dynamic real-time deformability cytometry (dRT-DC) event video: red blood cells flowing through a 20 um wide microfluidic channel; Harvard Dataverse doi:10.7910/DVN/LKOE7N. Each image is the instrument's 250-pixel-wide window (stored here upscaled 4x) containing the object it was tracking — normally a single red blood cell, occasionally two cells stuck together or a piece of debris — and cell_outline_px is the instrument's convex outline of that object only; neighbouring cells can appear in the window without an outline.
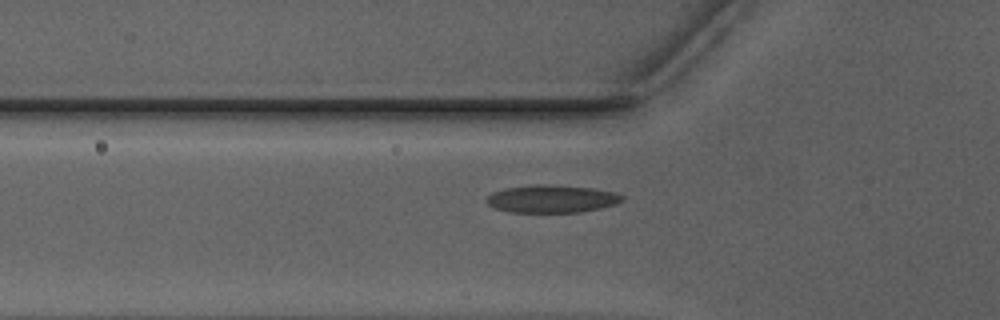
{"species": "Egyptian fruit bat (a non-hibernating species)", "species_latin": "Rousettus aegyptiacus", "temperature_condition": "warm", "stored_images_in_passage": 32, "camera_frame_rate_fps": 3000, "um_per_image_px": 0.085, "animal": {"sex": "male"}, "frame": {"image": 1, "passage_image": 5, "time_ms": 1.333, "image_size_px": [1000, 320], "cell_outline_px": [[624, 200], [616, 204], [600, 208], [580, 212], [508, 212], [492, 208], [484, 200], [492, 192], [504, 188], [532, 184], [556, 184], [592, 188], [616, 192], [624, 196]], "centroid_in_image_um": [46.87, 16.89], "position_along_channel_um": 78.9, "area_um2": 22.31}}
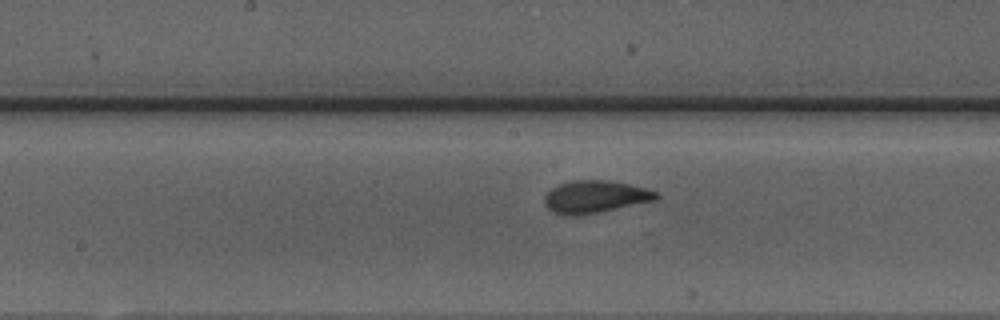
{"frame": {"image": 2, "passage_image": 14, "time_ms": 4.333, "image_size_px": [1000, 320], "cell_outline_px": [[660, 196], [656, 200], [580, 216], [568, 216], [552, 212], [544, 204], [544, 196], [552, 188], [560, 184], [572, 180], [608, 180], [628, 184], [644, 188], [656, 192]], "centroid_in_image_um": [50.55, 16.74], "position_along_channel_um": 197.6, "area_um2": 21.1}}
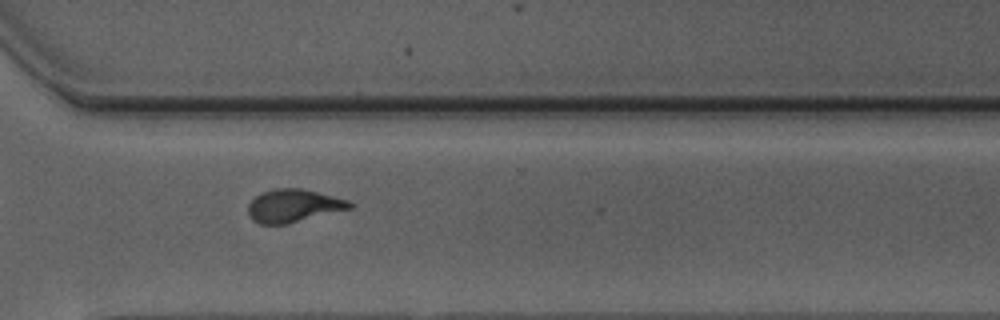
{"frame": {"image": 3, "passage_image": 25, "time_ms": 8.0, "image_size_px": [1000, 320], "cell_outline_px": [[352, 208], [288, 224], [260, 224], [252, 220], [248, 212], [248, 204], [256, 196], [264, 192], [276, 188], [300, 188], [348, 200], [352, 204]], "centroid_in_image_um": [24.93, 17.5], "position_along_channel_um": 345.7, "area_um2": 19.31}, "authors_computed_cell_mechanics": {"area_um2": 20.1433, "velocity_mm_per_s": 3.9609, "shape_relaxation_time_tau1_ms": 5.2288, "shape_relaxation_time_tau2_ms": 2.1198, "deformation_change_tau1": 0.1772, "deformation_change_tau2": 0.0977}}